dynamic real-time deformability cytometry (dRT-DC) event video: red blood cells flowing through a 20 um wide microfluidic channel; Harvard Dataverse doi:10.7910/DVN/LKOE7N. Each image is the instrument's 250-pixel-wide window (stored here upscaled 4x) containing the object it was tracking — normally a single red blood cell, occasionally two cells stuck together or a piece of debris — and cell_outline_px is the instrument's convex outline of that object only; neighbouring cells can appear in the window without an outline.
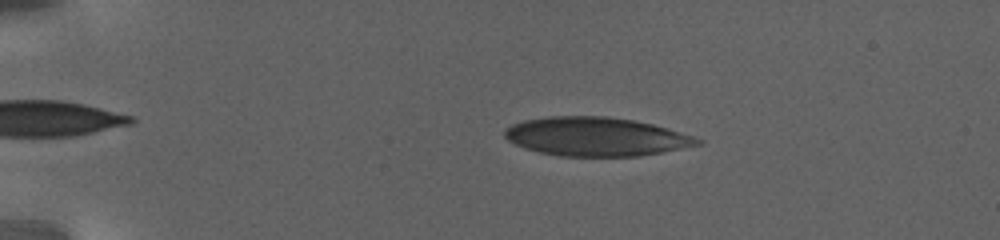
{"species": "human", "species_latin": "Homo sapiens", "temperature_condition": "warm", "stored_images_in_passage": 33, "camera_frame_rate_fps": 3000, "um_per_image_px": 0.085, "donor": {"sex": "female"}, "frame": {"image": 1, "passage_image": 14, "time_ms": 4.667, "image_size_px": [1000, 240], "cell_outline_px": [[704, 144], [640, 156], [560, 156], [540, 152], [524, 148], [508, 140], [504, 136], [504, 132], [512, 124], [524, 120], [552, 116], [608, 116], [632, 120], [652, 124], [692, 136], [704, 140]], "centroid_in_image_um": [50.67, 11.62], "position_along_channel_um": 34.3, "area_um2": 43.35}}